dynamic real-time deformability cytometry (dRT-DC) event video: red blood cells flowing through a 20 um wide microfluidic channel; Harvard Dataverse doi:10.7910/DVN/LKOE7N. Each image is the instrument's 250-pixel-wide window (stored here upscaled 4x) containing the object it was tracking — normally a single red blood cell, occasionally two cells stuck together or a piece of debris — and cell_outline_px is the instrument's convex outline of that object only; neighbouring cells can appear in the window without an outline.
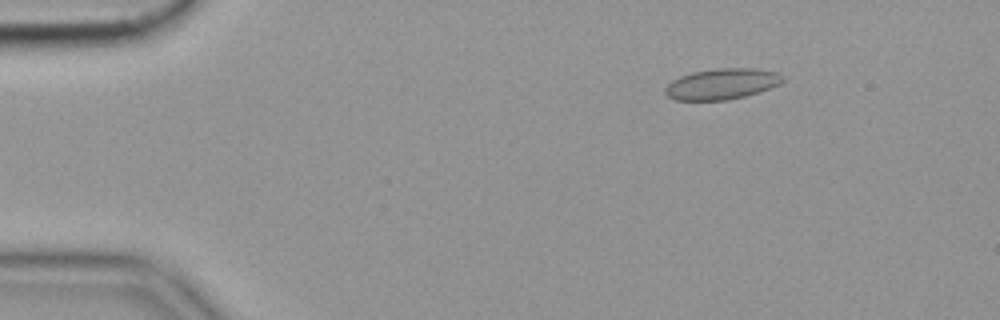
{"species": "common noctule bat (a hibernating species)", "species_latin": "Nyctalus noctula", "temperature_condition": "cold", "stored_images_in_passage": 57, "camera_frame_rate_fps": 3000, "um_per_image_px": 0.085, "animal": {"sex": "female", "body_mass_g": 19.9}, "frame": {"image": 1, "passage_image": 9, "time_ms": 2.667, "image_size_px": [1000, 320], "cell_outline_px": [[784, 80], [780, 84], [744, 96], [728, 100], [676, 100], [668, 96], [664, 92], [664, 88], [672, 80], [680, 76], [692, 72], [716, 68], [756, 68], [780, 72], [784, 76]], "centroid_in_image_um": [61.36, 7.12], "position_along_channel_um": 23.6, "area_um2": 21.21}, "authors_computed_cell_mechanics": {"area_um2": 20.4034, "velocity_mm_per_s": 3.5575, "shape_relaxation_time_tau1_ms": null, "shape_relaxation_time_tau2_ms": 1.3659, "deformation_change_tau1": null, "deformation_change_tau2": 0.0585}}